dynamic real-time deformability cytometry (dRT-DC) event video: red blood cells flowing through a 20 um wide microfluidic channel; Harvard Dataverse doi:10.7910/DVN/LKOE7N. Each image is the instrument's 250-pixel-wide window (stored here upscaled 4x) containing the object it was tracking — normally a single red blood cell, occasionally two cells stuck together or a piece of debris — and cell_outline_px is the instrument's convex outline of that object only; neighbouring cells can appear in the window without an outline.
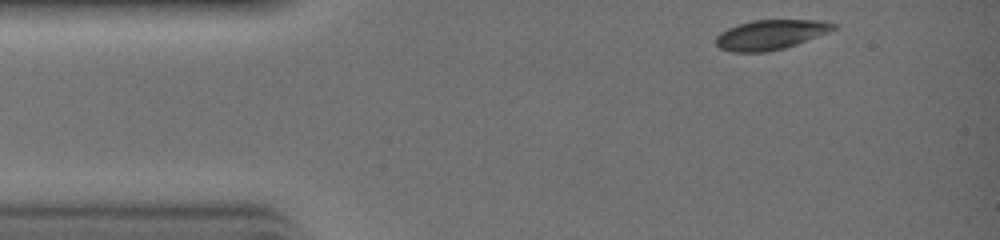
{"species": "common noctule bat (a hibernating species)", "species_latin": "Nyctalus noctula", "temperature_condition": "warm", "stored_images_in_passage": 26, "camera_frame_rate_fps": 3000, "um_per_image_px": 0.085, "animal": {"sex": "female", "body_mass_g": 19.0, "forearm_length_mm": 51.5}, "frame": {"image": 1, "passage_image": 1, "time_ms": 0.0, "image_size_px": [1000, 240], "cell_outline_px": [[836, 28], [828, 32], [796, 44], [784, 48], [768, 52], [732, 52], [720, 48], [716, 44], [716, 36], [720, 32], [736, 24], [752, 20], [824, 20], [836, 24]], "centroid_in_image_um": [65.47, 2.94], "position_along_channel_um": 19.5, "area_um2": 20.4}}
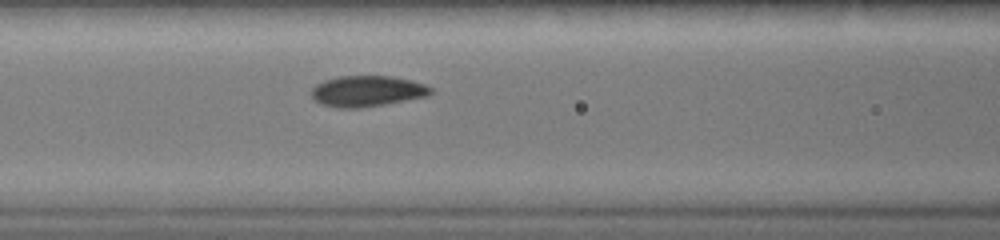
{"frame": {"image": 2, "passage_image": 10, "time_ms": 3.0, "image_size_px": [1000, 240], "cell_outline_px": [[432, 92], [428, 96], [384, 104], [360, 108], [336, 108], [320, 104], [308, 92], [316, 84], [324, 80], [336, 76], [392, 76], [412, 80], [424, 84], [432, 88]], "centroid_in_image_um": [31.17, 7.74], "position_along_channel_um": 135.4, "area_um2": 21.68}}
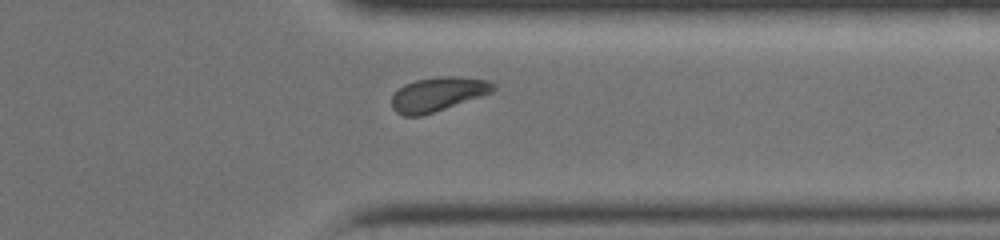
{"frame": {"image": 3, "passage_image": 22, "time_ms": 7.0, "image_size_px": [1000, 240], "cell_outline_px": [[496, 88], [492, 92], [420, 116], [404, 116], [396, 112], [392, 108], [392, 96], [404, 84], [416, 80], [440, 76], [460, 76], [492, 80], [496, 84]], "centroid_in_image_um": [37.24, 7.98], "position_along_channel_um": 374.2, "area_um2": 20.06}}